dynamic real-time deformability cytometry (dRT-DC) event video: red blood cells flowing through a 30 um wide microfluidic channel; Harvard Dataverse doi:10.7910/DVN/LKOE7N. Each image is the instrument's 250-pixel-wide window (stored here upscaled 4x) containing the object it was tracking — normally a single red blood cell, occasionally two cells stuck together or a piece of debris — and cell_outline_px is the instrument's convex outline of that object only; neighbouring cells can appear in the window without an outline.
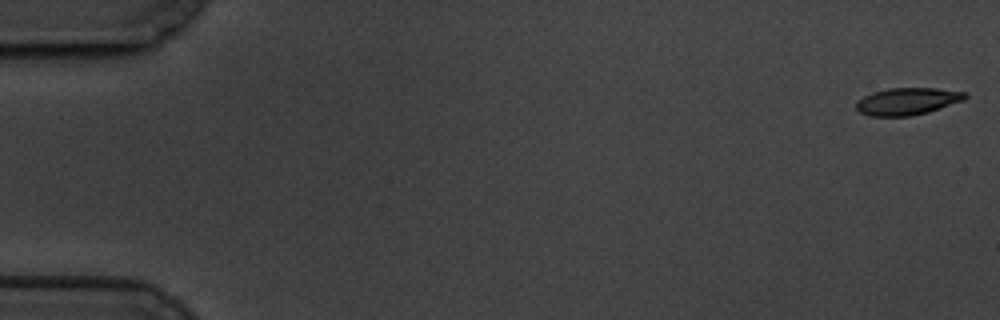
{"species": "common noctule bat (a hibernating species)", "species_latin": "Nyctalus noctula", "temperature_condition": "cold", "stored_images_in_passage": 61, "camera_frame_rate_fps": 3000, "um_per_image_px": 0.085, "animal": {"sex": "male", "body_mass_g": 19.5, "forearm_length_mm": 54.6}, "frame": {"image": 1, "passage_image": 1, "time_ms": 0.0, "image_size_px": [1000, 320], "cell_outline_px": [[968, 96], [964, 100], [928, 112], [908, 116], [868, 116], [860, 112], [856, 108], [856, 104], [864, 96], [872, 92], [888, 88], [936, 88], [968, 92]], "centroid_in_image_um": [77.15, 8.6], "position_along_channel_um": 7.8, "area_um2": 17.22}}
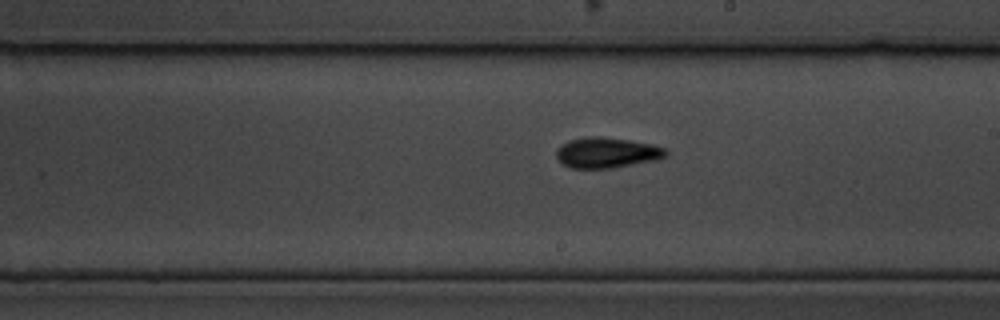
{"frame": {"image": 2, "passage_image": 35, "time_ms": 11.333, "image_size_px": [1000, 320], "cell_outline_px": [[668, 156], [656, 160], [608, 168], [572, 168], [564, 164], [556, 156], [556, 148], [560, 144], [568, 140], [588, 136], [600, 136], [628, 140], [652, 144], [664, 148], [668, 152]], "centroid_in_image_um": [51.56, 12.96], "position_along_channel_um": 237.4, "area_um2": 19.42}}
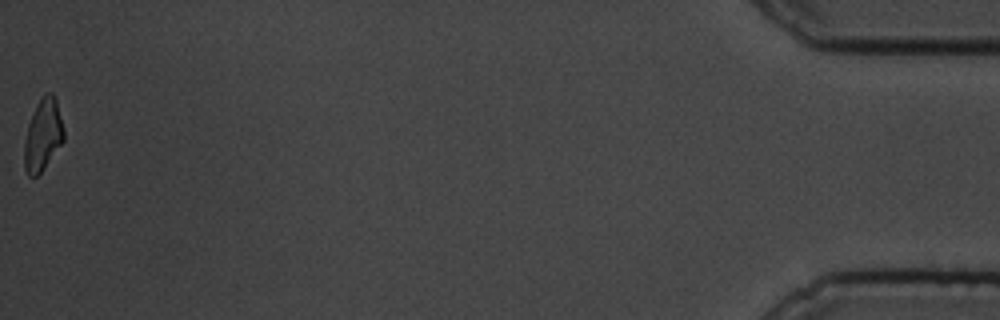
{"frame": {"image": 3, "passage_image": 61, "time_ms": 20.0, "image_size_px": [1000, 320], "cell_outline_px": [[64, 140], [44, 168], [36, 176], [28, 176], [24, 168], [24, 144], [28, 124], [40, 100], [48, 92], [52, 92], [56, 100], [64, 128]], "centroid_in_image_um": [3.65, 11.51], "position_along_channel_um": 431.5, "area_um2": 16.18}, "authors_computed_cell_mechanics": {"area_um2": 17.918, "velocity_mm_per_s": 3.3218, "shape_relaxation_time_tau1_ms": 3.7979, "shape_relaxation_time_tau2_ms": 4.7603, "deformation_change_tau1": 0.1416, "deformation_change_tau2": 0.1115}}